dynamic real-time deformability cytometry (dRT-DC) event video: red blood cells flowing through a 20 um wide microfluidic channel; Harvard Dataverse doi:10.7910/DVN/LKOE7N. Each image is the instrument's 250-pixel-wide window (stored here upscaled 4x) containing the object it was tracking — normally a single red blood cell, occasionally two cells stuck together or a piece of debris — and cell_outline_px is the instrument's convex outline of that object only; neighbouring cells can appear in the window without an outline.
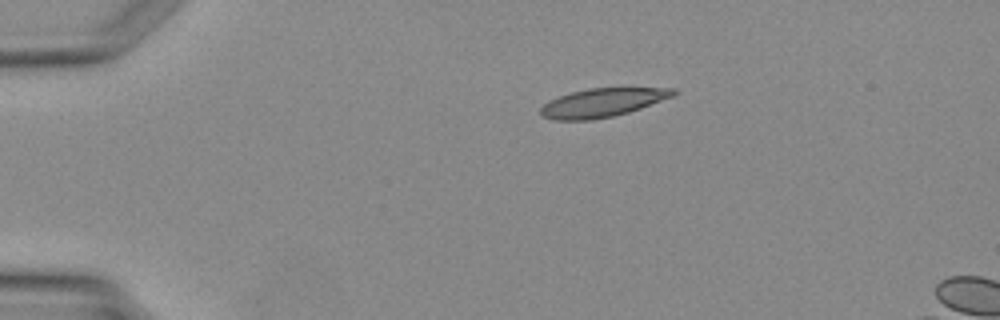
{"species": "Egyptian fruit bat (a non-hibernating species)", "species_latin": "Rousettus aegyptiacus", "temperature_condition": "warm", "stored_images_in_passage": 3, "camera_frame_rate_fps": 3000, "um_per_image_px": 0.085, "animal": {"sex": "female"}, "frame": {"image": 1, "passage_image": 2, "time_ms": 2.333, "image_size_px": [1000, 320], "cell_outline_px": [[680, 92], [676, 96], [628, 112], [612, 116], [588, 120], [556, 120], [544, 116], [540, 112], [540, 108], [548, 100], [572, 92], [588, 88], [676, 88]], "centroid_in_image_um": [51.26, 8.71], "position_along_channel_um": 33.7, "area_um2": 22.08}}